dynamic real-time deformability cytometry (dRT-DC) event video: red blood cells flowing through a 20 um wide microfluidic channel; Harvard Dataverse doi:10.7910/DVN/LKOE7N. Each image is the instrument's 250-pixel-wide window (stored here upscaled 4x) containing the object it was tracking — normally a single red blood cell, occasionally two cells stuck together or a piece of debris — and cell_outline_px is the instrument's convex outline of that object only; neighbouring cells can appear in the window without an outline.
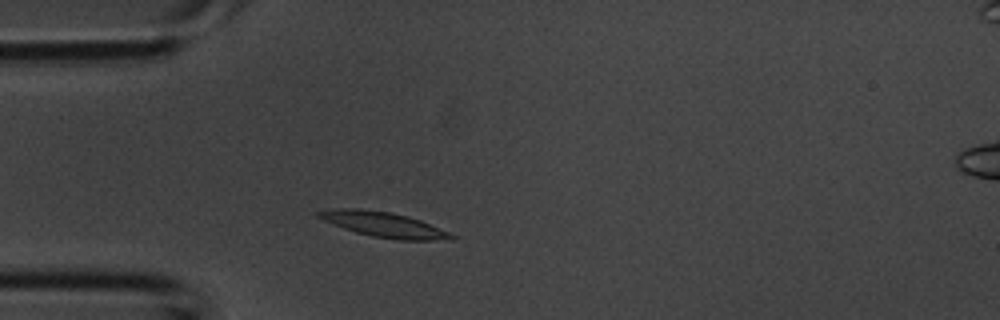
{"species": "common noctule bat (a hibernating species)", "species_latin": "Nyctalus noctula", "temperature_condition": "room temperature", "stored_images_in_passage": 29, "camera_frame_rate_fps": 3000, "um_per_image_px": 0.085, "animal": {"sex": "male", "body_mass_g": 20.1, "forearm_length_mm": 53.5}, "frame": {"image": 1, "passage_image": 1, "time_ms": 0.0, "image_size_px": [1000, 320], "cell_outline_px": [[456, 240], [396, 240], [372, 236], [356, 232], [344, 228], [324, 220], [316, 216], [316, 212], [340, 208], [360, 208], [392, 212], [408, 216], [420, 220], [448, 232], [456, 236]], "centroid_in_image_um": [32.65, 19.09], "position_along_channel_um": 52.3, "area_um2": 19.36}}
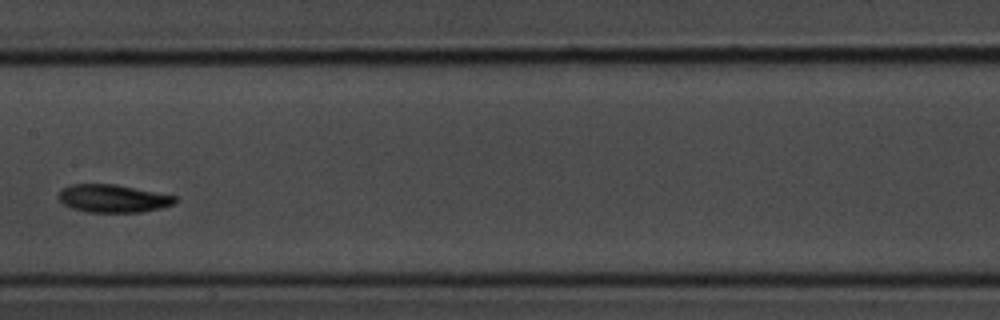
{"frame": {"image": 2, "passage_image": 10, "time_ms": 3.0, "image_size_px": [1000, 320], "cell_outline_px": [[176, 200], [172, 204], [160, 208], [140, 212], [88, 212], [72, 208], [64, 204], [56, 196], [64, 188], [72, 184], [116, 184], [176, 196]], "centroid_in_image_um": [9.58, 16.87], "position_along_channel_um": 197.8, "area_um2": 18.73}}
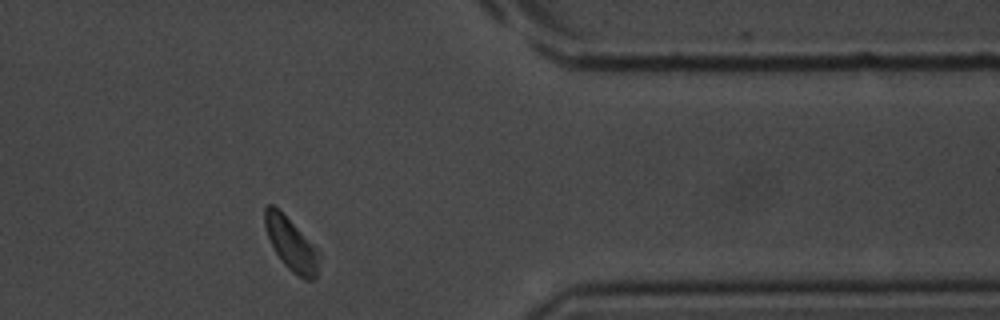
{"frame": {"image": 3, "passage_image": 22, "time_ms": 7.0, "image_size_px": [1000, 320], "cell_outline_px": [[320, 252], [316, 276], [312, 280], [304, 280], [292, 272], [280, 260], [268, 236], [264, 224], [264, 208], [268, 204], [272, 204], [320, 248]], "centroid_in_image_um": [24.78, 20.76], "position_along_channel_um": 386.6, "area_um2": 16.76}}